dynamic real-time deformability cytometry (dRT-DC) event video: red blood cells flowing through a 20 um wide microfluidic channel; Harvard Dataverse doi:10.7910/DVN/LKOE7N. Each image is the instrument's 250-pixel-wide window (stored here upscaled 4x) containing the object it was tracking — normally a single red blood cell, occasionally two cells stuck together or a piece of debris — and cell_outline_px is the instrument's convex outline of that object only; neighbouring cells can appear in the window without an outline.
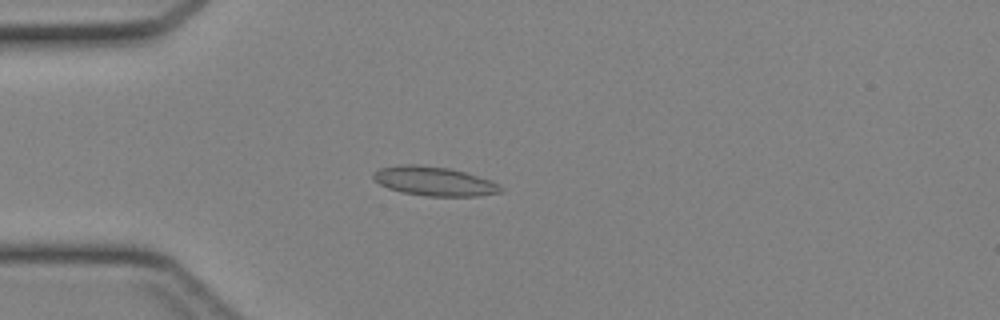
{"species": "Egyptian fruit bat (a non-hibernating species)", "species_latin": "Rousettus aegyptiacus", "temperature_condition": "cold", "stored_images_in_passage": 41, "camera_frame_rate_fps": 3000, "um_per_image_px": 0.085, "animal": {"sex": "female"}, "frame": {"image": 1, "passage_image": 9, "time_ms": 2.667, "image_size_px": [1000, 320], "cell_outline_px": [[504, 192], [476, 196], [428, 196], [400, 192], [388, 188], [380, 184], [372, 176], [372, 172], [380, 168], [400, 164], [416, 164], [448, 168], [464, 172], [492, 180], [504, 188]], "centroid_in_image_um": [36.91, 15.4], "position_along_channel_um": 48.1, "area_um2": 21.73}}
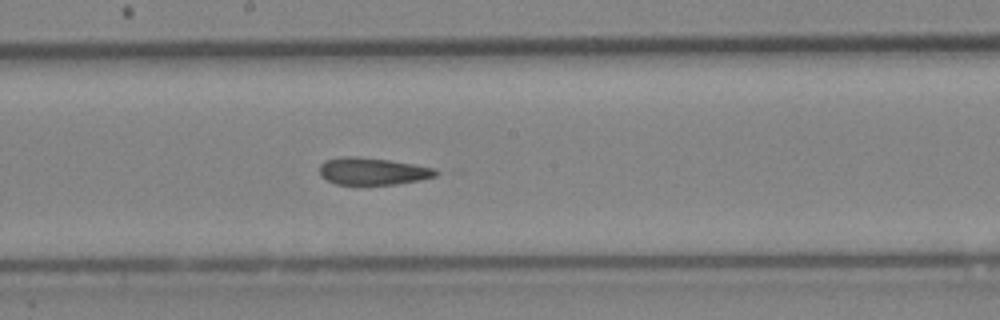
{"frame": {"image": 2, "passage_image": 21, "time_ms": 6.667, "image_size_px": [1000, 320], "cell_outline_px": [[440, 172], [436, 176], [420, 180], [396, 184], [336, 184], [320, 176], [320, 164], [324, 160], [340, 156], [356, 156], [388, 160], [436, 168]], "centroid_in_image_um": [31.67, 14.54], "position_along_channel_um": 216.5, "area_um2": 18.44}}
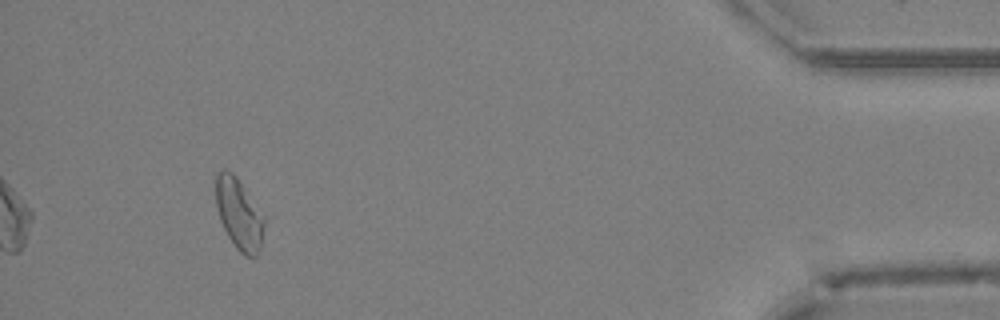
{"frame": {"image": 3, "passage_image": 38, "time_ms": 12.333, "image_size_px": [1000, 320], "cell_outline_px": [[264, 228], [260, 248], [256, 256], [252, 260], [244, 256], [236, 248], [228, 236], [220, 220], [216, 204], [212, 180], [216, 172], [224, 168], [232, 172], [236, 176], [264, 216]], "centroid_in_image_um": [20.26, 18.15], "position_along_channel_um": 414.9, "area_um2": 20.52}}